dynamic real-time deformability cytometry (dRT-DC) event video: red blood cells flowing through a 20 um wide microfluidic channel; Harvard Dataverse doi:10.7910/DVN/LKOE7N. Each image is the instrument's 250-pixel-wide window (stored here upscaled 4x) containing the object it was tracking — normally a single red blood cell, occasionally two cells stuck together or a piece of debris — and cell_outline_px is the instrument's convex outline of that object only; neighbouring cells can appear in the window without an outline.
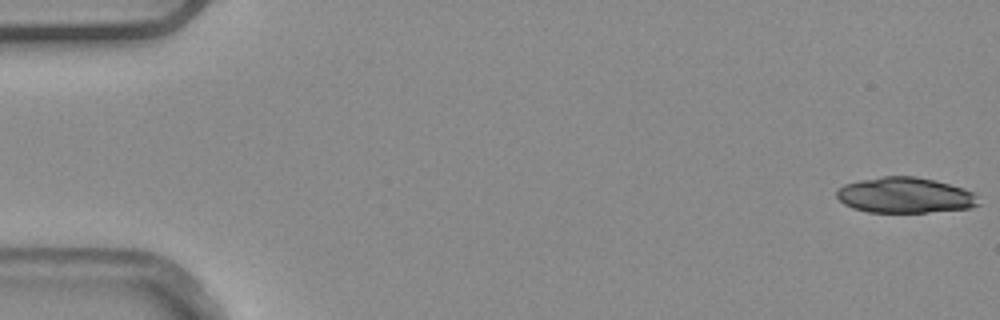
{"species": "common noctule bat (a hibernating species)", "species_latin": "Nyctalus noctula", "temperature_condition": "warm", "stored_images_in_passage": 6, "camera_frame_rate_fps": 3000, "um_per_image_px": 0.085, "animal": {"sex": "male", "body_mass_g": 20.4}, "frame": {"image": 1, "passage_image": 1, "time_ms": 0.0, "image_size_px": [1000, 320], "cell_outline_px": [[980, 204], [968, 208], [928, 212], [868, 212], [852, 208], [844, 204], [836, 196], [836, 192], [844, 184], [860, 180], [884, 176], [916, 176], [936, 180], [964, 188], [972, 192], [976, 196]], "centroid_in_image_um": [76.92, 16.59], "position_along_channel_um": 8.1, "area_um2": 29.42}}
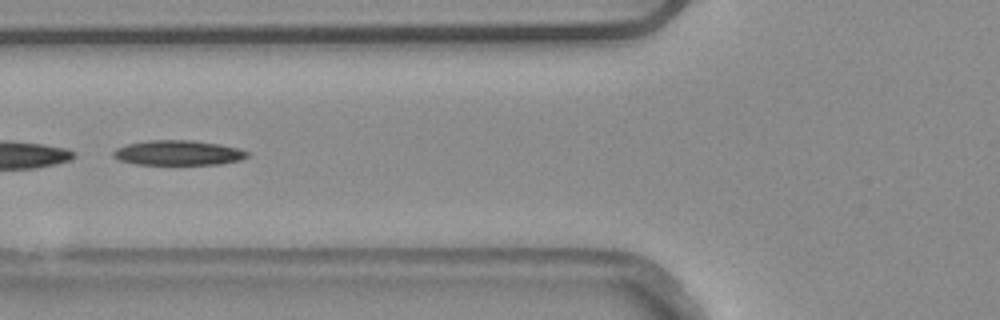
{"frame": {"image": 2, "passage_image": 6, "time_ms": 1.667, "image_size_px": [1000, 320], "cell_outline_px": [[248, 156], [240, 160], [220, 164], [136, 164], [120, 160], [112, 156], [112, 152], [116, 148], [128, 144], [148, 140], [188, 140], [220, 144], [240, 148], [248, 152]], "centroid_in_image_um": [15.15, 12.98], "position_along_channel_um": 110.7, "area_um2": 19.36}}